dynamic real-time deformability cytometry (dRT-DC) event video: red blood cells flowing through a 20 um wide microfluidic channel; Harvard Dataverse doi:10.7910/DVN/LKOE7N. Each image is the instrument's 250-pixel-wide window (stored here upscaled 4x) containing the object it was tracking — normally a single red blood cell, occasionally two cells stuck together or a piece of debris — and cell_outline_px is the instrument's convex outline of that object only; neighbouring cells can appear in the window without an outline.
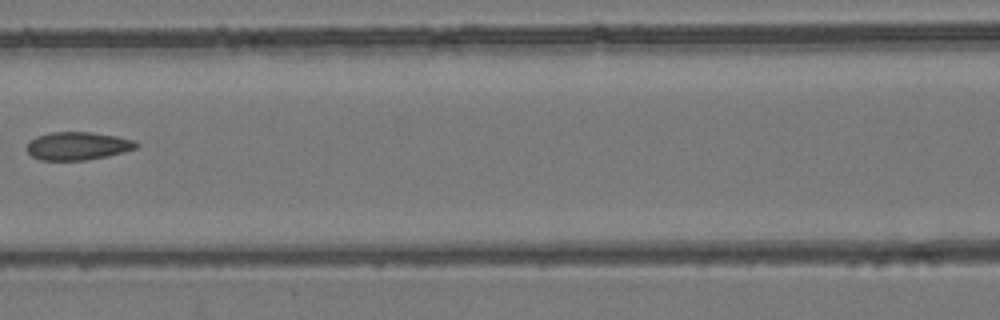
{"species": "common noctule bat (a hibernating species)", "species_latin": "Nyctalus noctula", "temperature_condition": "room temperature", "stored_images_in_passage": 8, "camera_frame_rate_fps": 3000, "um_per_image_px": 0.085, "animal": {"sex": "female", "body_mass_g": 24.6, "forearm_length_mm": 56.2}, "frame": {"image": 1, "passage_image": 7, "time_ms": 2.0, "image_size_px": [1000, 320], "cell_outline_px": [[140, 144], [136, 148], [124, 152], [108, 156], [88, 160], [40, 160], [32, 156], [28, 152], [28, 140], [36, 136], [52, 132], [92, 132], [116, 136], [132, 140]], "centroid_in_image_um": [6.6, 12.4], "position_along_channel_um": 160.0, "area_um2": 17.92}}
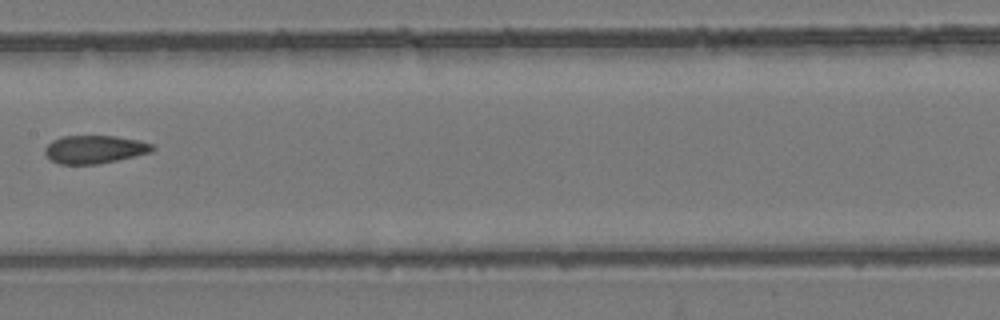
{"frame": {"image": 2, "passage_image": 8, "time_ms": 2.333, "image_size_px": [1000, 320], "cell_outline_px": [[156, 148], [152, 152], [116, 160], [96, 164], [60, 164], [52, 160], [44, 152], [44, 148], [52, 140], [60, 136], [116, 136], [140, 140], [152, 144]], "centroid_in_image_um": [8.05, 12.68], "position_along_channel_um": 199.4, "area_um2": 17.57}}